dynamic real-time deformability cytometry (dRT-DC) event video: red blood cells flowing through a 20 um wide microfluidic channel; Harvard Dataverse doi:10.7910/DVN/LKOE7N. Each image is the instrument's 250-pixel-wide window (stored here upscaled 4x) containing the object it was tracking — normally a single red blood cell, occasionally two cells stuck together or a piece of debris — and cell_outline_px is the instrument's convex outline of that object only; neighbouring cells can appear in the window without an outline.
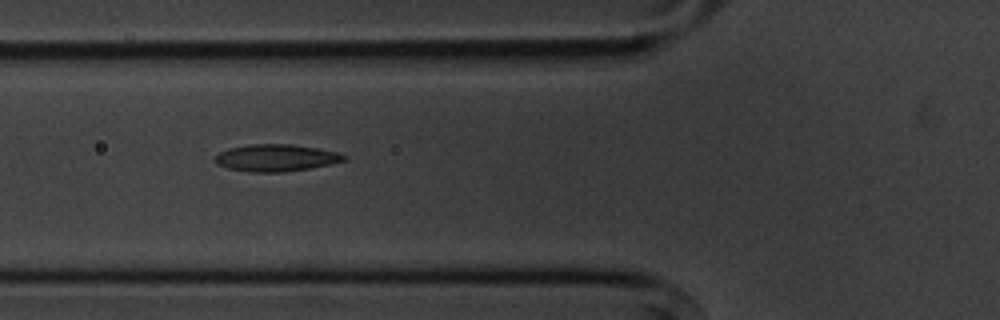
{"species": "common noctule bat (a hibernating species)", "species_latin": "Nyctalus noctula", "temperature_condition": "cold", "stored_images_in_passage": 8, "camera_frame_rate_fps": 3000, "um_per_image_px": 0.085, "animal": {"sex": "male", "body_mass_g": 20.1, "forearm_length_mm": 53.5}, "frame": {"image": 1, "passage_image": 6, "time_ms": 6.0, "image_size_px": [1000, 320], "cell_outline_px": [[348, 160], [332, 164], [284, 172], [248, 172], [228, 168], [216, 164], [212, 160], [220, 152], [228, 148], [252, 144], [292, 144], [316, 148], [336, 152], [348, 156]], "centroid_in_image_um": [23.46, 13.42], "position_along_channel_um": 102.3, "area_um2": 20.4}}
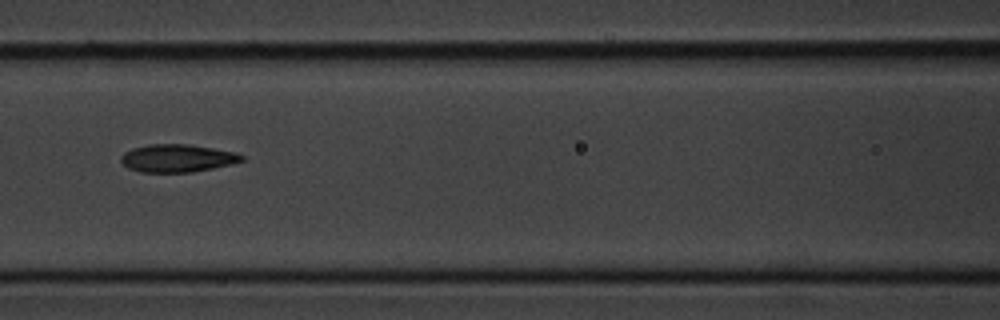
{"frame": {"image": 2, "passage_image": 7, "time_ms": 7.333, "image_size_px": [1000, 320], "cell_outline_px": [[244, 160], [232, 164], [192, 172], [140, 172], [128, 168], [120, 160], [120, 156], [124, 152], [132, 148], [148, 144], [192, 144], [236, 152], [244, 156]], "centroid_in_image_um": [15.07, 13.44], "position_along_channel_um": 151.5, "area_um2": 19.71}}
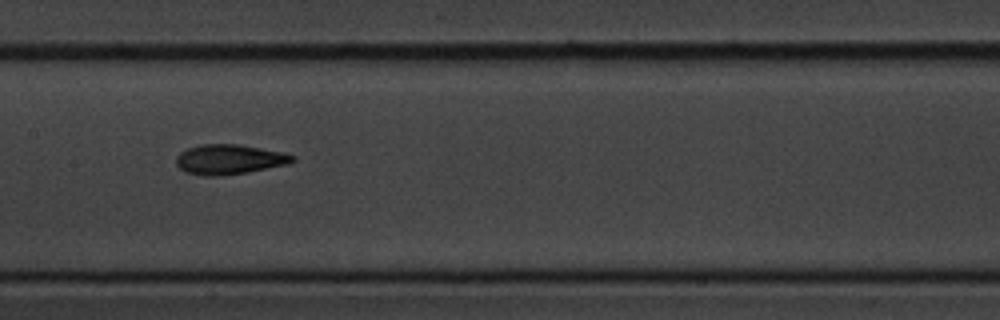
{"frame": {"image": 3, "passage_image": 8, "time_ms": 8.333, "image_size_px": [1000, 320], "cell_outline_px": [[296, 160], [288, 164], [248, 172], [220, 176], [204, 176], [184, 172], [176, 164], [176, 156], [180, 152], [188, 148], [200, 144], [240, 144], [284, 152], [296, 156]], "centroid_in_image_um": [19.5, 13.55], "position_along_channel_um": 187.9, "area_um2": 20.52}}